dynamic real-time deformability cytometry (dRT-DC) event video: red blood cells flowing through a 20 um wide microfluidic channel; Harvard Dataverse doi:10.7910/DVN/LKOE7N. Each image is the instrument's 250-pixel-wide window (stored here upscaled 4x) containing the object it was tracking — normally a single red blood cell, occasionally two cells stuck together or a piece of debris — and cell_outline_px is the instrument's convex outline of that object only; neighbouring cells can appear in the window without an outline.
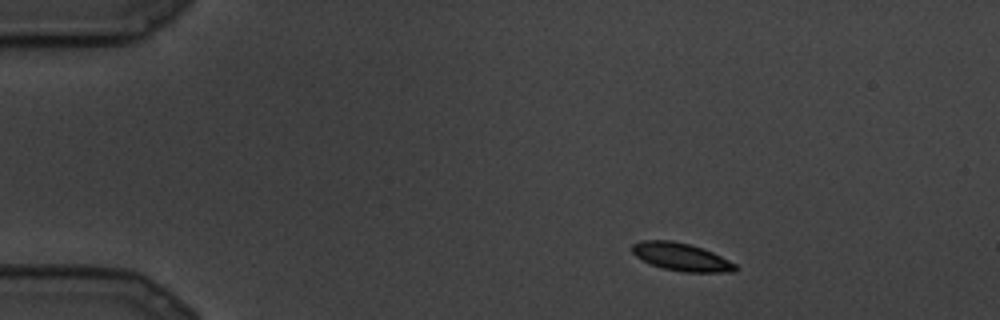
{"species": "common noctule bat (a hibernating species)", "species_latin": "Nyctalus noctula", "temperature_condition": "cold", "stored_images_in_passage": 13, "camera_frame_rate_fps": 3000, "um_per_image_px": 0.085, "animal": {"sex": "male", "body_mass_g": 19.5, "forearm_length_mm": 54.6}, "frame": {"image": 1, "passage_image": 3, "time_ms": 0.667, "image_size_px": [1000, 320], "cell_outline_px": [[736, 272], [684, 272], [664, 268], [652, 264], [636, 256], [632, 252], [632, 244], [644, 240], [672, 240], [688, 244], [712, 252], [736, 264]], "centroid_in_image_um": [57.91, 21.84], "position_along_channel_um": 27.1, "area_um2": 16.42}}
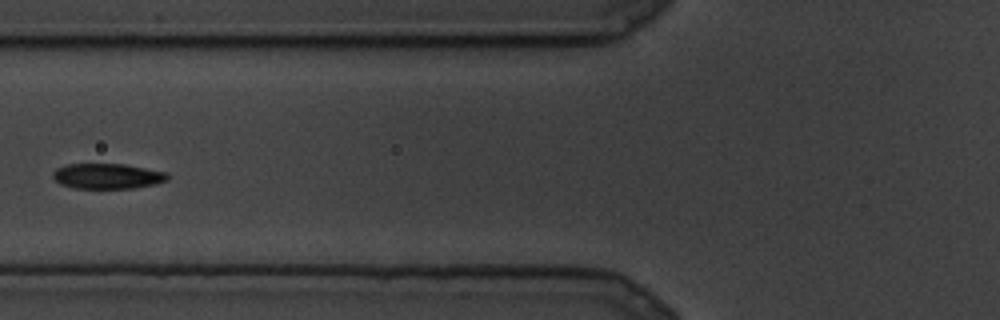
{"frame": {"image": 2, "passage_image": 9, "time_ms": 2.667, "image_size_px": [1000, 320], "cell_outline_px": [[168, 180], [152, 184], [132, 188], [72, 188], [60, 184], [52, 176], [52, 172], [56, 168], [64, 164], [124, 164], [168, 172]], "centroid_in_image_um": [9.09, 14.96], "position_along_channel_um": 116.7, "area_um2": 16.94}}
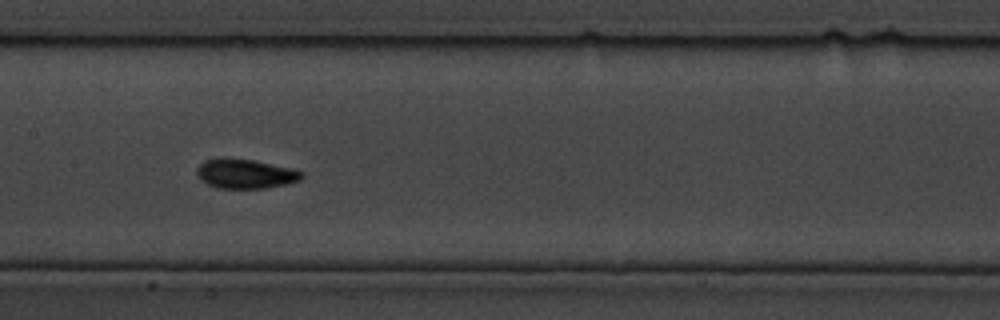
{"frame": {"image": 3, "passage_image": 12, "time_ms": 3.667, "image_size_px": [1000, 320], "cell_outline_px": [[304, 176], [300, 180], [284, 184], [264, 188], [216, 188], [200, 180], [196, 172], [196, 168], [204, 160], [220, 156], [224, 156], [252, 160], [292, 168], [304, 172]], "centroid_in_image_um": [20.81, 14.74], "position_along_channel_um": 186.6, "area_um2": 18.26}}